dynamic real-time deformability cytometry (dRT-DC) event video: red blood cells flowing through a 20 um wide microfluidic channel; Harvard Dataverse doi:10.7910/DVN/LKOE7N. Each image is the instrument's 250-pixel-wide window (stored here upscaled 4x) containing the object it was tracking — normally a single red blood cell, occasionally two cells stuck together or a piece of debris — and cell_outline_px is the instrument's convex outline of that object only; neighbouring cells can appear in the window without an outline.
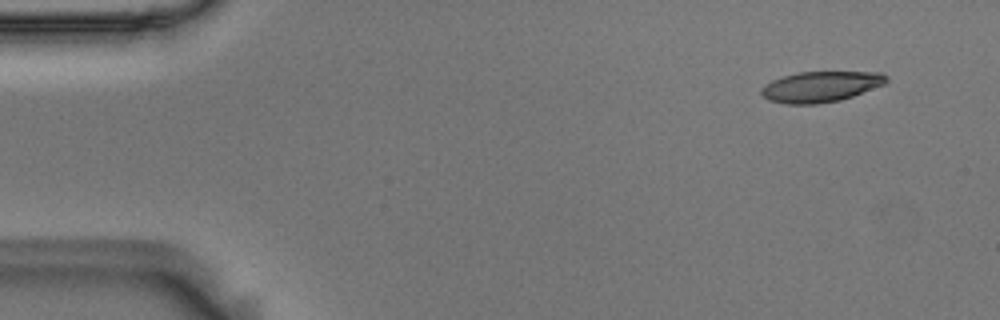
{"species": "Egyptian fruit bat (a non-hibernating species)", "species_latin": "Rousettus aegyptiacus", "temperature_condition": "room temperature", "stored_images_in_passage": 52, "camera_frame_rate_fps": 3000, "um_per_image_px": 0.085, "animal": {"sex": "male"}, "frame": {"image": 1, "passage_image": 1, "time_ms": 0.0, "image_size_px": [1000, 320], "cell_outline_px": [[888, 80], [884, 84], [852, 96], [840, 100], [816, 104], [788, 104], [768, 100], [760, 92], [760, 88], [764, 84], [772, 80], [796, 72], [884, 72], [888, 76]], "centroid_in_image_um": [69.75, 7.36], "position_along_channel_um": 15.3, "area_um2": 22.37}}
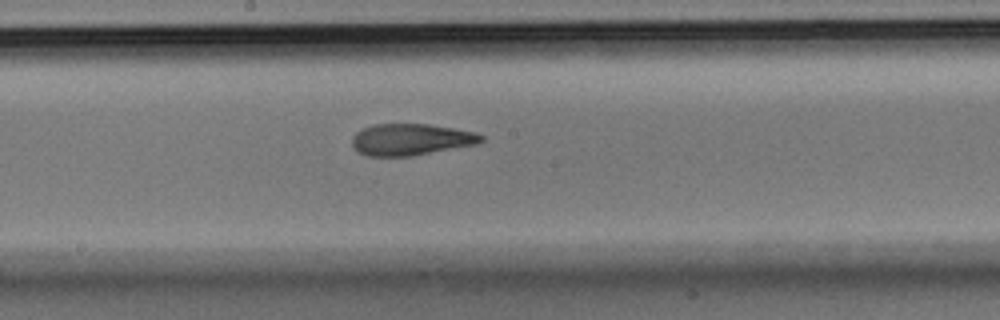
{"frame": {"image": 2, "passage_image": 26, "time_ms": 8.333, "image_size_px": [1000, 320], "cell_outline_px": [[484, 140], [476, 144], [412, 156], [364, 156], [356, 152], [352, 144], [352, 136], [356, 132], [372, 124], [428, 124], [476, 132], [484, 136]], "centroid_in_image_um": [34.89, 11.86], "position_along_channel_um": 213.3, "area_um2": 23.87}}
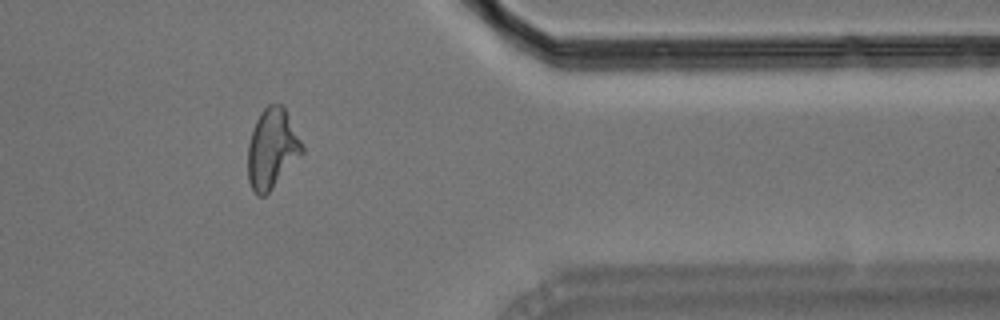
{"frame": {"image": 3, "passage_image": 42, "time_ms": 13.667, "image_size_px": [1000, 320], "cell_outline_px": [[304, 152], [272, 188], [264, 196], [256, 196], [248, 180], [248, 144], [256, 120], [260, 112], [268, 104], [280, 104], [284, 108], [304, 148]], "centroid_in_image_um": [23.1, 12.65], "position_along_channel_um": 388.3, "area_um2": 24.8}, "authors_computed_cell_mechanics": {"area_um2": 24.0737, "velocity_mm_per_s": 3.6107, "shape_relaxation_time_tau1_ms": 10.6353, "shape_relaxation_time_tau2_ms": 2.6986, "deformation_change_tau1": 0.2634, "deformation_change_tau2": 0.1167}}